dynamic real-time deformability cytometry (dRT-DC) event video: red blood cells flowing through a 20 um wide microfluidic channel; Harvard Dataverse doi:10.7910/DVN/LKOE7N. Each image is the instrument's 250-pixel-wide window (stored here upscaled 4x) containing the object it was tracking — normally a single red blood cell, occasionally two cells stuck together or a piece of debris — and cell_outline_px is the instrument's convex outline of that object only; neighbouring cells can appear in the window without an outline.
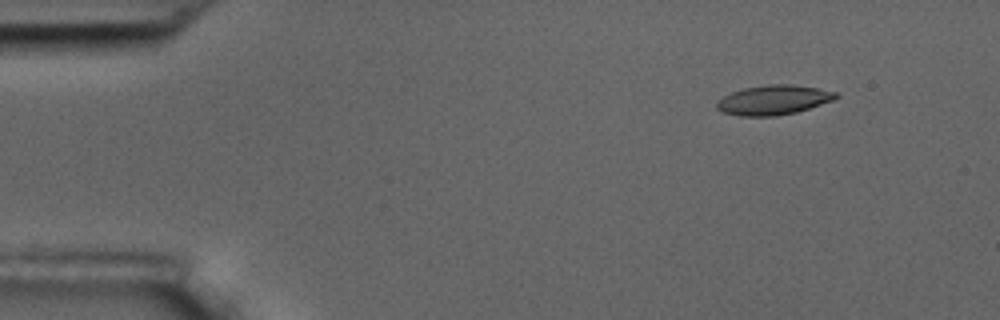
{"species": "common noctule bat (a hibernating species)", "species_latin": "Nyctalus noctula", "temperature_condition": "room temperature", "stored_images_in_passage": 6, "camera_frame_rate_fps": 3000, "um_per_image_px": 0.085, "animal": {"sex": "male", "body_mass_g": 17.5, "forearm_length_mm": 52.3}, "frame": {"image": 1, "passage_image": 2, "time_ms": 1.0, "image_size_px": [1000, 320], "cell_outline_px": [[840, 96], [832, 100], [796, 112], [776, 116], [740, 116], [724, 112], [716, 108], [716, 100], [732, 92], [744, 88], [768, 84], [792, 84], [816, 88], [836, 92]], "centroid_in_image_um": [65.72, 8.49], "position_along_channel_um": 19.3, "area_um2": 20.4}}
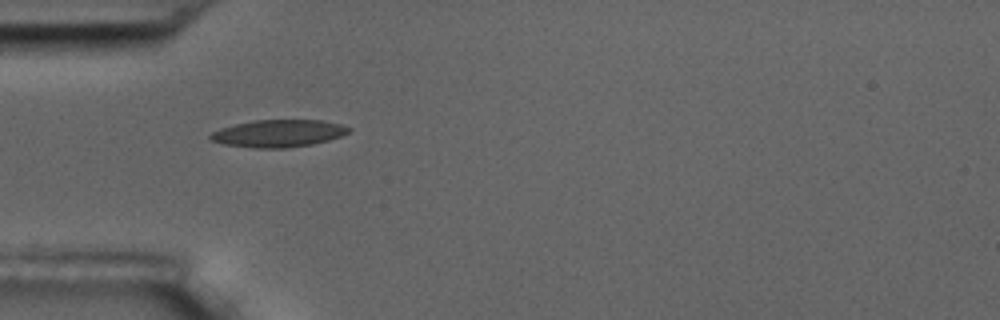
{"frame": {"image": 2, "passage_image": 5, "time_ms": 4.667, "image_size_px": [1000, 320], "cell_outline_px": [[352, 128], [348, 132], [340, 136], [328, 140], [312, 144], [284, 148], [256, 148], [224, 144], [208, 140], [208, 136], [212, 132], [220, 128], [236, 124], [256, 120], [320, 120], [340, 124]], "centroid_in_image_um": [23.63, 11.34], "position_along_channel_um": 61.4, "area_um2": 21.91}}